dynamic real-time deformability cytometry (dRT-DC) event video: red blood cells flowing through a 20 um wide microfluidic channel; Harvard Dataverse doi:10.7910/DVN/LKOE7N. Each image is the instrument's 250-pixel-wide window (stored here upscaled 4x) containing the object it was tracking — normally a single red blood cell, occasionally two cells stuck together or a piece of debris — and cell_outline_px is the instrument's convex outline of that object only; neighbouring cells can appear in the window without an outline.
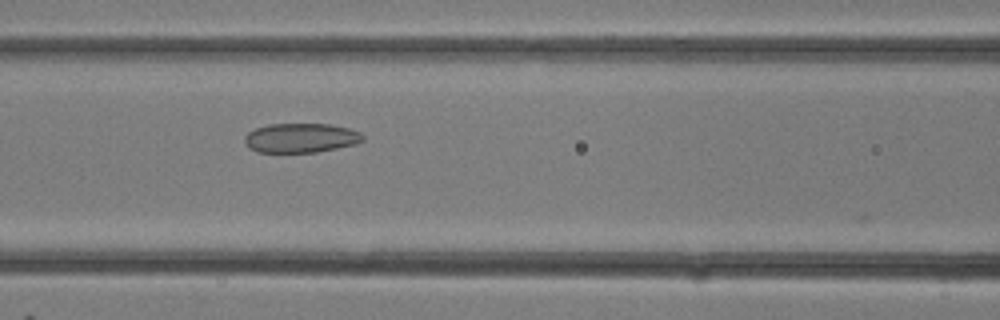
{"species": "common noctule bat (a hibernating species)", "species_latin": "Nyctalus noctula", "temperature_condition": "room temperature", "stored_images_in_passage": 14, "camera_frame_rate_fps": 3000, "um_per_image_px": 0.085, "animal": {"sex": "female"}, "frame": {"image": 1, "passage_image": 14, "time_ms": 4.333, "image_size_px": [1000, 320], "cell_outline_px": [[364, 140], [356, 144], [316, 152], [256, 152], [248, 148], [244, 144], [244, 136], [248, 132], [256, 128], [268, 124], [328, 124], [348, 128], [360, 132], [364, 136]], "centroid_in_image_um": [25.54, 11.73], "position_along_channel_um": 141.1, "area_um2": 20.35}}